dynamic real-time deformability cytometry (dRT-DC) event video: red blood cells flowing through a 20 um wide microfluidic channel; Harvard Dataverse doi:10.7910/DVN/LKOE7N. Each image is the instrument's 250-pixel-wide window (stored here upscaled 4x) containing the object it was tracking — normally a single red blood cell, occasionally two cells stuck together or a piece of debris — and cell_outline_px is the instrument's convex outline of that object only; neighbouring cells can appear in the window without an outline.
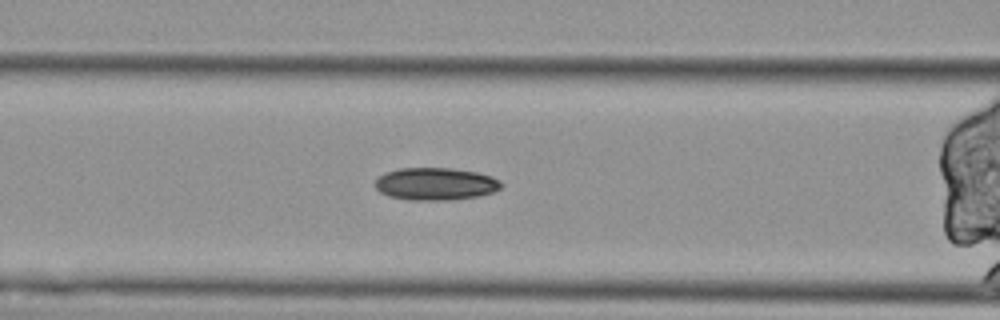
{"species": "Egyptian fruit bat (a non-hibernating species)", "species_latin": "Rousettus aegyptiacus", "temperature_condition": "cold", "stored_images_in_passage": 49, "camera_frame_rate_fps": 3000, "um_per_image_px": 0.085, "animal": {"sex": "female"}, "frame": {"image": 1, "passage_image": 22, "time_ms": 7.0, "image_size_px": [1000, 320], "cell_outline_px": [[504, 184], [496, 192], [480, 196], [452, 200], [408, 200], [388, 196], [380, 192], [376, 188], [376, 180], [384, 172], [400, 168], [452, 168], [476, 172], [492, 176], [500, 180]], "centroid_in_image_um": [37.06, 15.64], "position_along_channel_um": 129.5, "area_um2": 24.16}}
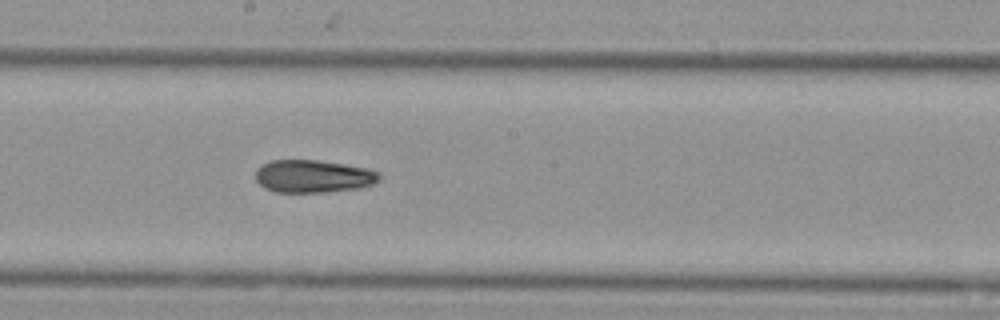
{"frame": {"image": 2, "passage_image": 30, "time_ms": 9.667, "image_size_px": [1000, 320], "cell_outline_px": [[380, 180], [372, 184], [356, 188], [324, 192], [276, 192], [264, 188], [256, 180], [256, 168], [272, 160], [316, 160], [344, 164], [368, 168], [380, 172]], "centroid_in_image_um": [26.62, 14.98], "position_along_channel_um": 221.6, "area_um2": 23.52}}
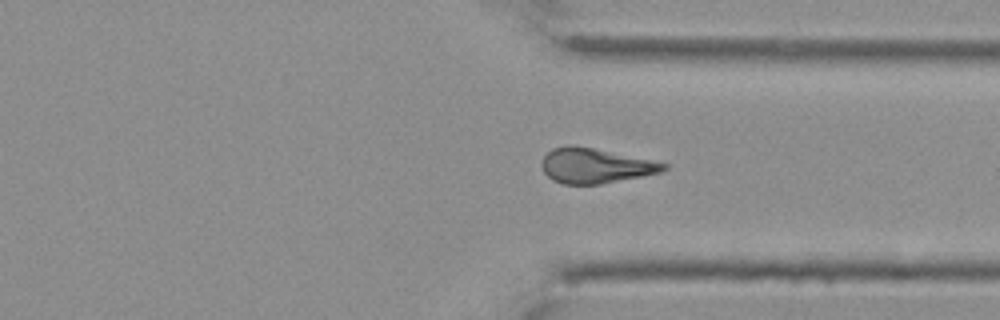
{"frame": {"image": 3, "passage_image": 42, "time_ms": 13.667, "image_size_px": [1000, 320], "cell_outline_px": [[668, 168], [660, 172], [600, 184], [564, 184], [552, 180], [544, 172], [540, 164], [544, 156], [552, 148], [568, 144], [572, 144], [592, 148], [668, 164]], "centroid_in_image_um": [50.52, 14.08], "position_along_channel_um": 360.9, "area_um2": 24.45}, "authors_computed_cell_mechanics": {"area_um2": 25.143, "velocity_mm_per_s": 3.4716, "shape_relaxation_time_tau1_ms": null, "shape_relaxation_time_tau2_ms": 8.6538, "deformation_change_tau1": null, "deformation_change_tau2": 0.2077}}